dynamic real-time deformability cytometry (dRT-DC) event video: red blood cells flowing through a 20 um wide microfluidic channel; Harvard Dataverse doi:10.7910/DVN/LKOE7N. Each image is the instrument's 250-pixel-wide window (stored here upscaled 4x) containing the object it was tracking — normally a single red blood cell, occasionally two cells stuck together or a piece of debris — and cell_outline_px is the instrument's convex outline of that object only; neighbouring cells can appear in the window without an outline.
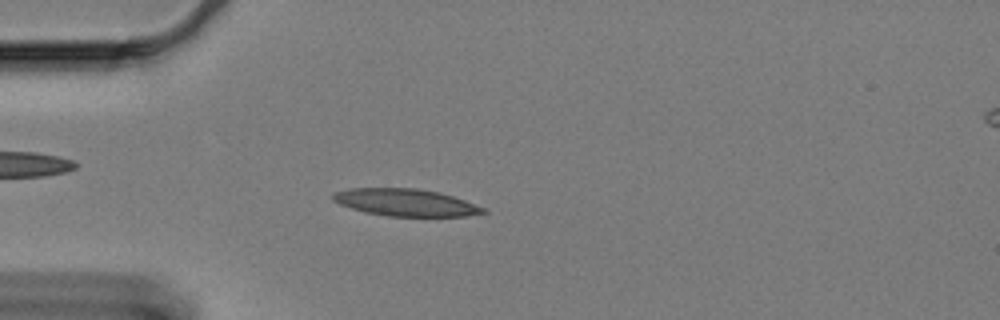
{"species": "Egyptian fruit bat (a non-hibernating species)", "species_latin": "Rousettus aegyptiacus", "temperature_condition": "cold", "stored_images_in_passage": 60, "camera_frame_rate_fps": 3000, "um_per_image_px": 0.085, "animal": {"sex": "female"}, "frame": {"image": 1, "passage_image": 16, "time_ms": 5.0, "image_size_px": [1000, 320], "cell_outline_px": [[488, 212], [464, 216], [388, 216], [364, 212], [340, 204], [332, 200], [332, 192], [352, 188], [416, 188], [440, 192], [464, 200], [484, 208]], "centroid_in_image_um": [34.44, 17.2], "position_along_channel_um": 50.6, "area_um2": 23.7}}
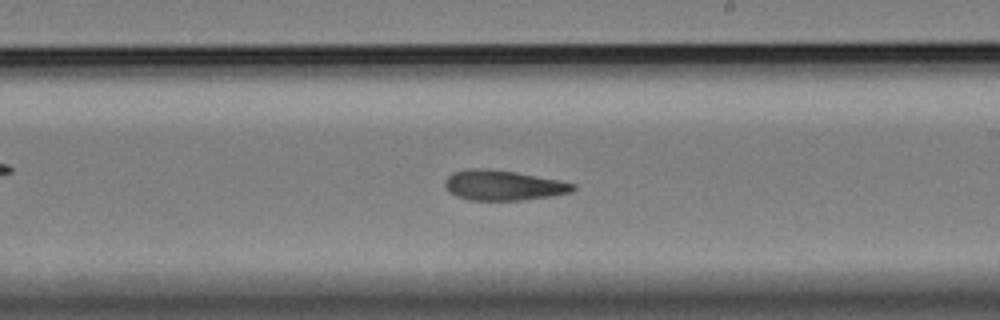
{"frame": {"image": 2, "passage_image": 35, "time_ms": 11.333, "image_size_px": [1000, 320], "cell_outline_px": [[576, 188], [572, 192], [552, 196], [520, 200], [472, 200], [456, 196], [444, 184], [444, 180], [452, 172], [476, 168], [480, 168], [516, 172], [560, 180], [576, 184]], "centroid_in_image_um": [42.82, 15.75], "position_along_channel_um": 246.2, "area_um2": 22.31}}
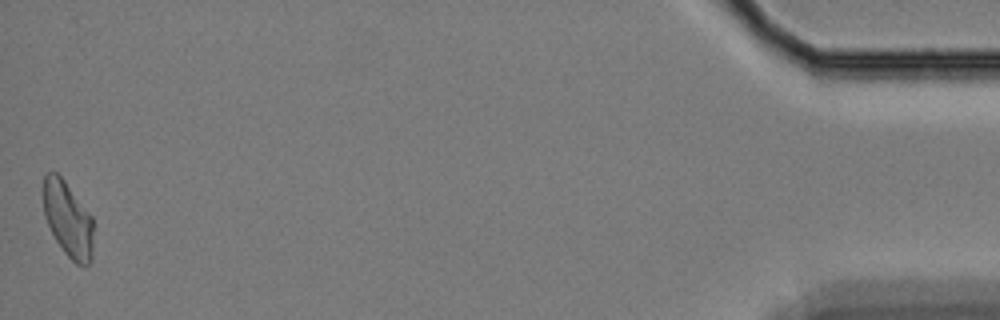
{"frame": {"image": 3, "passage_image": 60, "time_ms": 19.667, "image_size_px": [1000, 320], "cell_outline_px": [[92, 260], [84, 268], [76, 264], [64, 252], [56, 240], [48, 224], [44, 212], [44, 176], [48, 172], [56, 172], [64, 180], [92, 216]], "centroid_in_image_um": [5.79, 18.67], "position_along_channel_um": 429.4, "area_um2": 21.73}, "authors_computed_cell_mechanics": {"area_um2": 22.7732, "velocity_mm_per_s": 3.2658, "shape_relaxation_time_tau1_ms": null, "shape_relaxation_time_tau2_ms": 5.5057, "deformation_change_tau1": null, "deformation_change_tau2": 0.1264}}